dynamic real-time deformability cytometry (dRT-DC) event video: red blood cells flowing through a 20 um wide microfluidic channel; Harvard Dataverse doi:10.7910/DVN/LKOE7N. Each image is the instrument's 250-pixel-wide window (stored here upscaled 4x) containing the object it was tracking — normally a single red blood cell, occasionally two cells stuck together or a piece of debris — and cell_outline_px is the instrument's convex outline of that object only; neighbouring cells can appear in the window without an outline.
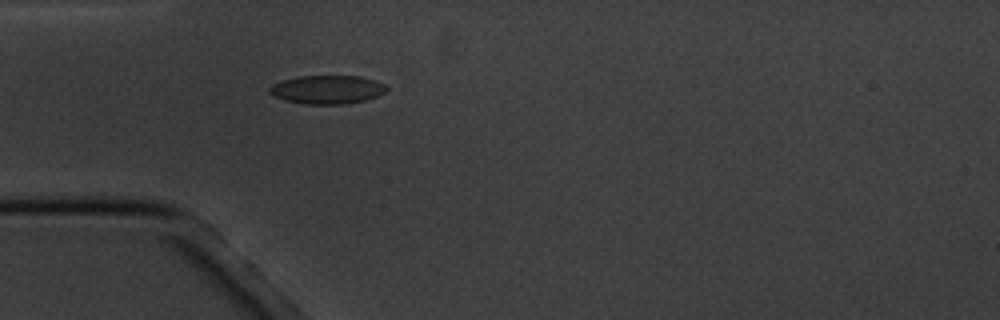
{"species": "common noctule bat (a hibernating species)", "species_latin": "Nyctalus noctula", "temperature_condition": "cold", "stored_images_in_passage": 5, "camera_frame_rate_fps": 3000, "um_per_image_px": 0.085, "animal": {"sex": "male", "body_mass_g": 20.1, "forearm_length_mm": 53.5}, "frame": {"image": 1, "passage_image": 5, "time_ms": 4.667, "image_size_px": [1000, 320], "cell_outline_px": [[388, 88], [384, 92], [376, 96], [364, 100], [344, 104], [304, 104], [284, 100], [272, 96], [268, 92], [268, 88], [272, 84], [280, 80], [300, 76], [360, 76], [376, 80], [384, 84]], "centroid_in_image_um": [27.76, 7.61], "position_along_channel_um": 57.2, "area_um2": 19.59}}